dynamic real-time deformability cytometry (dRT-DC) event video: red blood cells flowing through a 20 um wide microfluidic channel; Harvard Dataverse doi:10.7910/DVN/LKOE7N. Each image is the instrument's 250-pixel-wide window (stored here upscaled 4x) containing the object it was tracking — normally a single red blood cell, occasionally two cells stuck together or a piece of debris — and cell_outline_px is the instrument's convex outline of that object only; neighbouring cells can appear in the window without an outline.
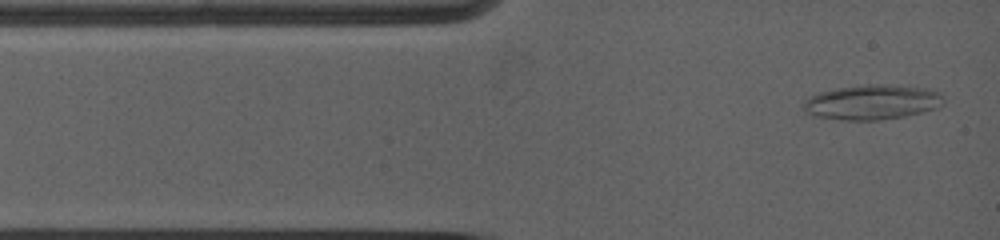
{"species": "common noctule bat (a hibernating species)", "species_latin": "Nyctalus noctula", "temperature_condition": "warm", "stored_images_in_passage": 45, "camera_frame_rate_fps": 5000, "um_per_image_px": 0.085, "animal": {"sex": "female", "body_mass_g": 19.0, "forearm_length_mm": 53.3}, "frame": {"image": 1, "passage_image": 1, "time_ms": 0.0, "image_size_px": [1000, 240], "cell_outline_px": [[944, 104], [936, 108], [904, 116], [880, 120], [840, 120], [816, 116], [804, 112], [800, 108], [804, 100], [820, 92], [836, 88], [868, 84], [880, 84], [928, 88], [940, 92], [944, 96]], "centroid_in_image_um": [74.12, 8.68], "position_along_channel_um": 10.9, "area_um2": 28.67}}
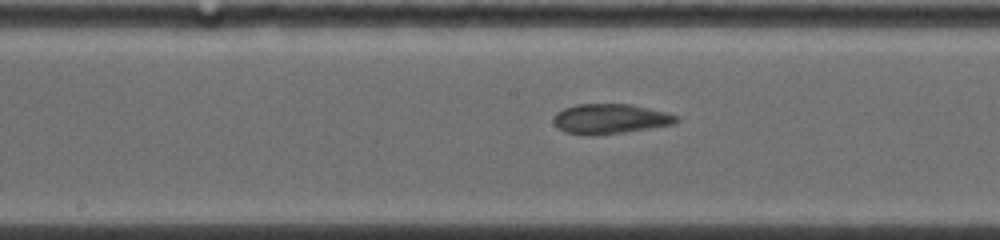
{"frame": {"image": 2, "passage_image": 16, "time_ms": 5.8, "image_size_px": [1000, 240], "cell_outline_px": [[680, 120], [676, 124], [624, 132], [596, 136], [588, 136], [564, 132], [552, 120], [556, 112], [564, 108], [576, 104], [632, 104], [668, 112], [680, 116]], "centroid_in_image_um": [51.91, 10.1], "position_along_channel_um": 196.3, "area_um2": 21.79}}
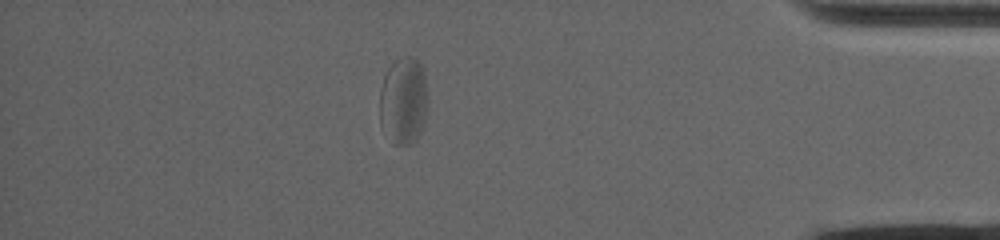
{"frame": {"image": 3, "passage_image": 34, "time_ms": 12.2, "image_size_px": [1000, 240], "cell_outline_px": [[428, 108], [424, 124], [416, 140], [412, 144], [392, 144], [380, 128], [380, 88], [384, 76], [388, 68], [396, 60], [408, 56], [416, 56], [424, 72], [428, 96]], "centroid_in_image_um": [34.3, 8.59], "position_along_channel_um": 400.9, "area_um2": 25.14}, "authors_computed_cell_mechanics": {"area_um2": 24.0448, "velocity_mm_per_s": 3.8442, "shape_relaxation_time_tau1_ms": 7.0798, "shape_relaxation_time_tau2_ms": 1.7268, "deformation_change_tau1": 0.1776, "deformation_change_tau2": 0.0712}}